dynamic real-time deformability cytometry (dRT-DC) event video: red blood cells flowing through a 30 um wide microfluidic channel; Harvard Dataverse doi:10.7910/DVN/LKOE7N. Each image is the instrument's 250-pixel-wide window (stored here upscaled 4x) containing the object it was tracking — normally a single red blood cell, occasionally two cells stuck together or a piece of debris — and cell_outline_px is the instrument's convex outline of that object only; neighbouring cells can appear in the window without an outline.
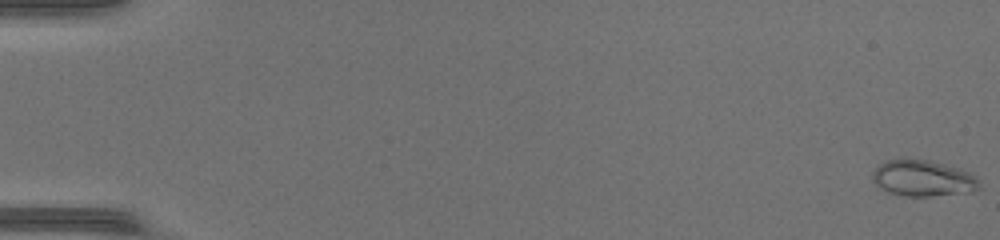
{"species": "common noctule bat (a hibernating species)", "species_latin": "Nyctalus noctula", "temperature_condition": "warm", "stored_images_in_passage": 50, "camera_frame_rate_fps": 3000, "um_per_image_px": 0.085, "animal": {"sex": "female", "body_mass_g": 17.0, "forearm_length_mm": 48.0}, "frame": {"image": 1, "passage_image": 1, "time_ms": 0.0, "image_size_px": [1000, 240], "cell_outline_px": [[980, 188], [968, 192], [928, 196], [904, 196], [888, 192], [876, 184], [872, 176], [872, 172], [880, 164], [888, 160], [928, 160], [956, 168], [968, 172], [976, 176], [980, 180]], "centroid_in_image_um": [78.47, 15.17], "position_along_channel_um": 6.5, "area_um2": 22.02}}
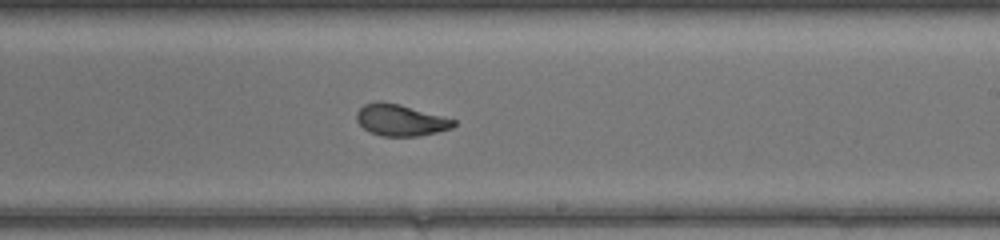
{"frame": {"image": 2, "passage_image": 31, "time_ms": 10.0, "image_size_px": [1000, 240], "cell_outline_px": [[456, 124], [452, 128], [420, 136], [380, 136], [364, 128], [356, 120], [356, 112], [364, 104], [376, 100], [380, 100], [400, 104], [456, 120]], "centroid_in_image_um": [34.02, 10.2], "position_along_channel_um": 255.0, "area_um2": 17.86}}
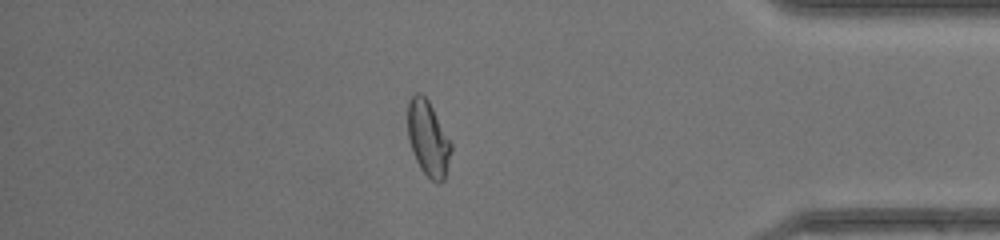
{"frame": {"image": 3, "passage_image": 43, "time_ms": 14.0, "image_size_px": [1000, 240], "cell_outline_px": [[452, 148], [444, 180], [440, 184], [436, 184], [420, 168], [416, 160], [408, 136], [408, 100], [416, 92], [420, 92], [428, 100], [452, 144]], "centroid_in_image_um": [36.39, 11.78], "position_along_channel_um": 398.8, "area_um2": 18.79}}